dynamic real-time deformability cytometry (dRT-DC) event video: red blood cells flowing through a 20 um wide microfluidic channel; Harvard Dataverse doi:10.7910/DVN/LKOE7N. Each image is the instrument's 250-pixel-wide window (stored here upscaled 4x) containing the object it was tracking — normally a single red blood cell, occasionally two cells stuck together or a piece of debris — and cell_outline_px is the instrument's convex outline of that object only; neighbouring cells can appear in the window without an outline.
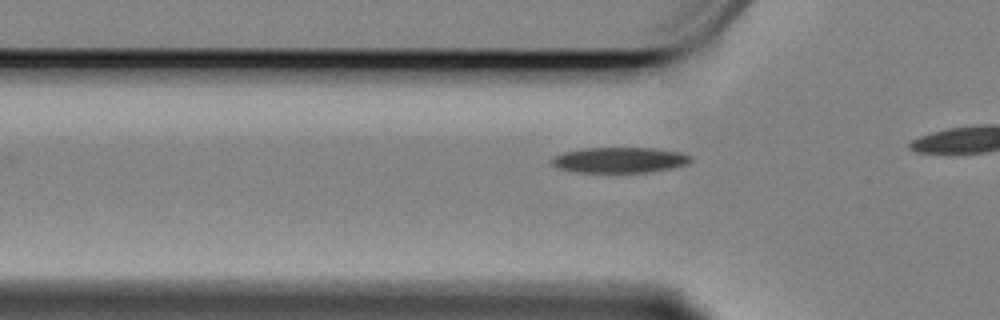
{"species": "Egyptian fruit bat (a non-hibernating species)", "species_latin": "Rousettus aegyptiacus", "temperature_condition": "cold", "stored_images_in_passage": 8, "camera_frame_rate_fps": 3000, "um_per_image_px": 0.085, "animal": {"sex": "female"}, "frame": {"image": 1, "passage_image": 2, "time_ms": 0.333, "image_size_px": [1000, 320], "cell_outline_px": [[692, 160], [688, 164], [672, 168], [648, 172], [576, 172], [556, 168], [548, 160], [552, 156], [564, 152], [584, 148], [652, 148], [680, 152], [692, 156]], "centroid_in_image_um": [52.63, 13.6], "position_along_channel_um": 73.2, "area_um2": 20.87}}
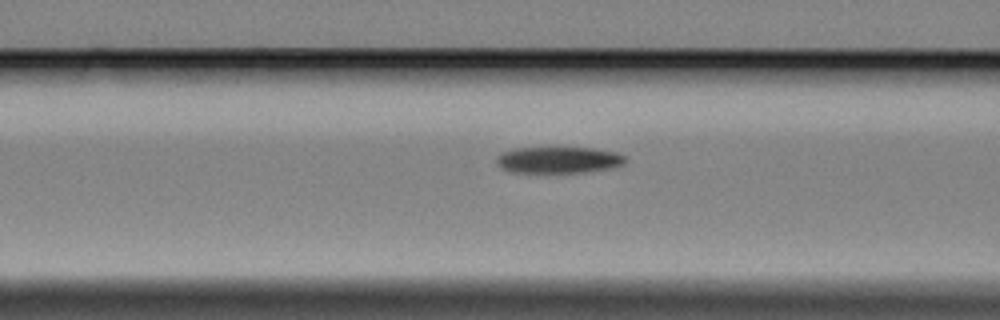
{"frame": {"image": 2, "passage_image": 6, "time_ms": 1.667, "image_size_px": [1000, 320], "cell_outline_px": [[624, 164], [608, 168], [580, 172], [508, 172], [500, 168], [496, 164], [496, 156], [500, 152], [512, 148], [592, 148], [616, 152], [624, 156]], "centroid_in_image_um": [47.36, 13.59], "position_along_channel_um": 119.2, "area_um2": 19.77}}